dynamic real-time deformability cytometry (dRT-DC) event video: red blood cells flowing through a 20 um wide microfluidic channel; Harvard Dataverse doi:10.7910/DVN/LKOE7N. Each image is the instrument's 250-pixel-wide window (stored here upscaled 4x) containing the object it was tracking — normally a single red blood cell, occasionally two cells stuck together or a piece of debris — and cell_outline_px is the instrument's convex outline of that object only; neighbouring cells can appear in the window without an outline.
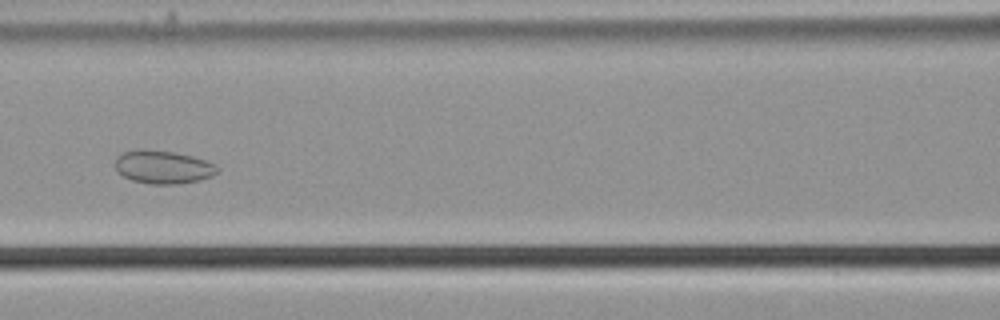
{"species": "common noctule bat (a hibernating species)", "species_latin": "Nyctalus noctula", "temperature_condition": "cold", "stored_images_in_passage": 58, "camera_frame_rate_fps": 3000, "um_per_image_px": 0.085, "animal": {"sex": "male", "body_mass_g": 21.5, "forearm_length_mm": 52.0}, "frame": {"image": 1, "passage_image": 27, "time_ms": 8.667, "image_size_px": [1000, 320], "cell_outline_px": [[220, 168], [212, 176], [200, 180], [176, 184], [148, 184], [132, 180], [124, 176], [116, 168], [116, 156], [124, 152], [140, 148], [172, 152], [192, 156], [216, 164]], "centroid_in_image_um": [13.87, 14.2], "position_along_channel_um": 152.7, "area_um2": 19.71}}
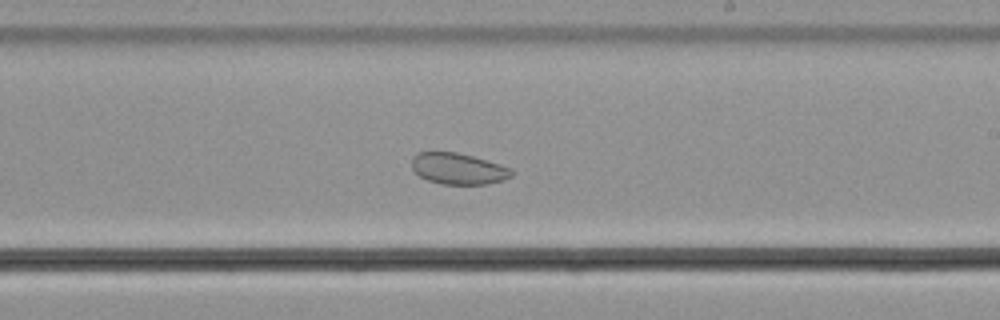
{"frame": {"image": 2, "passage_image": 35, "time_ms": 11.333, "image_size_px": [1000, 320], "cell_outline_px": [[512, 176], [504, 180], [488, 184], [440, 184], [428, 180], [420, 176], [412, 168], [412, 156], [416, 152], [456, 152], [472, 156], [500, 164], [512, 168]], "centroid_in_image_um": [38.95, 14.34], "position_along_channel_um": 250.0, "area_um2": 18.21}}
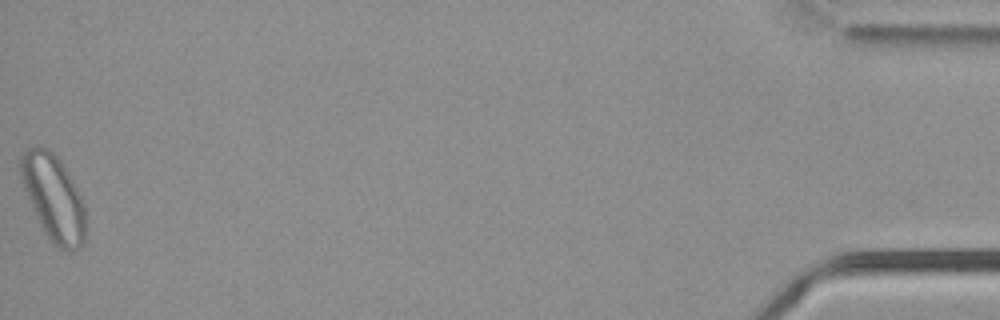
{"frame": {"image": 3, "passage_image": 58, "time_ms": 19.0, "image_size_px": [1000, 320], "cell_outline_px": [[84, 240], [80, 248], [72, 252], [64, 252], [56, 248], [52, 244], [44, 232], [32, 208], [20, 180], [20, 156], [28, 148], [48, 148], [60, 160], [72, 180], [84, 204]], "centroid_in_image_um": [4.53, 16.86], "position_along_channel_um": 430.7, "area_um2": 32.37}}